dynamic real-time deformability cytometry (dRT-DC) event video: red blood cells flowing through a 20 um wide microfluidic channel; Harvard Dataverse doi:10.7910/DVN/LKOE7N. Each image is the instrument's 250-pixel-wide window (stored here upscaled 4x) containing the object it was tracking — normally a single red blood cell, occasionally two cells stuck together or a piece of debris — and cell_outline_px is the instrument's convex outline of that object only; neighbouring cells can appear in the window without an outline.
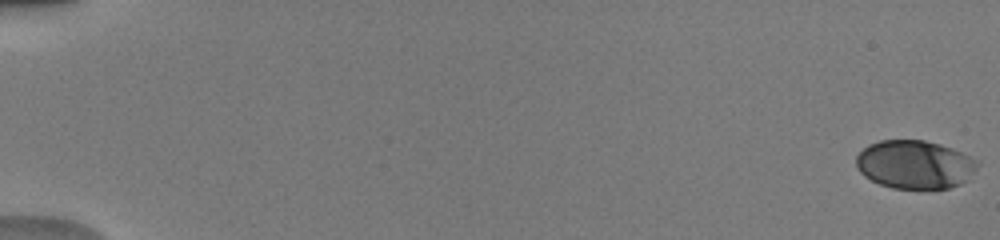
{"species": "human", "species_latin": "Homo sapiens", "temperature_condition": "warm", "stored_images_in_passage": 52, "camera_frame_rate_fps": 3000, "um_per_image_px": 0.085, "donor": {"sex": "male"}, "frame": {"image": 1, "passage_image": 1, "time_ms": 0.0, "image_size_px": [1000, 240], "cell_outline_px": [[980, 164], [960, 184], [948, 188], [892, 188], [880, 184], [864, 176], [856, 168], [856, 156], [868, 144], [880, 140], [924, 140], [940, 144], [952, 148], [980, 160]], "centroid_in_image_um": [77.74, 13.97], "position_along_channel_um": 7.3, "area_um2": 34.16}}
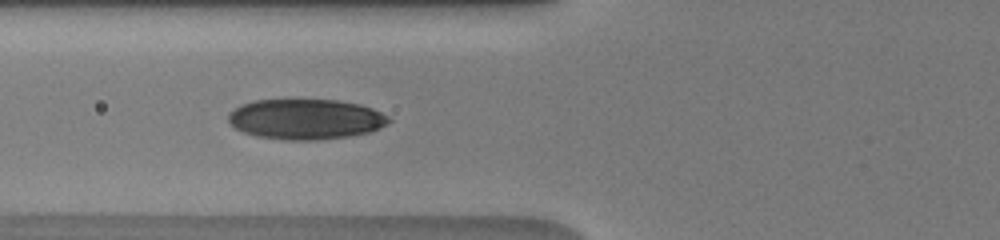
{"frame": {"image": 2, "passage_image": 22, "time_ms": 7.0, "image_size_px": [1000, 240], "cell_outline_px": [[392, 120], [388, 124], [380, 128], [368, 132], [352, 136], [316, 140], [284, 140], [256, 136], [244, 132], [236, 128], [228, 120], [228, 112], [240, 104], [252, 100], [336, 100], [360, 104], [372, 108], [388, 116]], "centroid_in_image_um": [25.98, 10.13], "position_along_channel_um": 99.8, "area_um2": 37.92}}
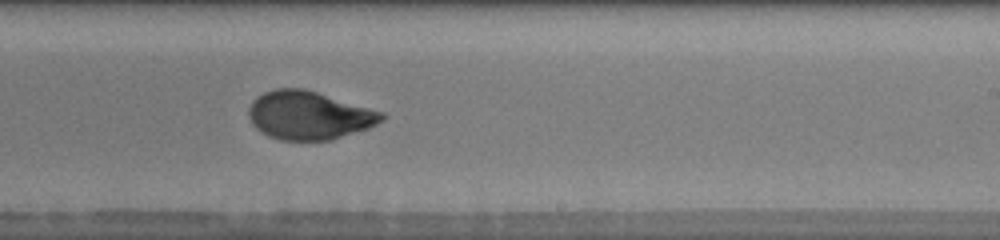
{"frame": {"image": 3, "passage_image": 34, "time_ms": 11.0, "image_size_px": [1000, 240], "cell_outline_px": [[388, 116], [384, 120], [368, 128], [332, 140], [280, 140], [268, 136], [260, 132], [252, 124], [248, 116], [248, 108], [252, 100], [256, 96], [264, 92], [276, 88], [304, 88], [384, 112]], "centroid_in_image_um": [26.25, 9.8], "position_along_channel_um": 262.7, "area_um2": 37.8}, "authors_computed_cell_mechanics": {"area_um2": 36.4718, "velocity_mm_per_s": 4.071, "shape_relaxation_time_tau1_ms": 5.6751, "shape_relaxation_time_tau2_ms": 0.8147, "deformation_change_tau1": 0.1966, "deformation_change_tau2": 0.0528}}